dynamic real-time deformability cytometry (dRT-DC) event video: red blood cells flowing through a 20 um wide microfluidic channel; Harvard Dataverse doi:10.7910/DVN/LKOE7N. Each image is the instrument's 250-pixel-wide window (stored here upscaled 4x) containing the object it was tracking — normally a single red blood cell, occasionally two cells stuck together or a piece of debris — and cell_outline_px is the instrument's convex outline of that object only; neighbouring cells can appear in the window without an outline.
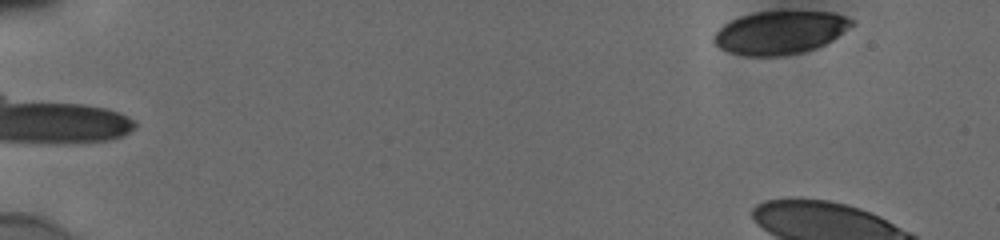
{"species": "human", "species_latin": "Homo sapiens", "temperature_condition": "cold", "stored_images_in_passage": 8, "camera_frame_rate_fps": 3000, "um_per_image_px": 0.085, "donor": {"sex": "male"}, "frame": {"image": 1, "passage_image": 1, "time_ms": 0.0, "image_size_px": [1000, 240], "cell_outline_px": [[856, 24], [832, 40], [816, 48], [800, 52], [776, 56], [748, 56], [732, 52], [720, 48], [712, 40], [716, 32], [724, 24], [740, 16], [756, 12], [832, 12], [844, 16], [852, 20]], "centroid_in_image_um": [66.32, 2.76], "position_along_channel_um": 18.7, "area_um2": 34.16}}